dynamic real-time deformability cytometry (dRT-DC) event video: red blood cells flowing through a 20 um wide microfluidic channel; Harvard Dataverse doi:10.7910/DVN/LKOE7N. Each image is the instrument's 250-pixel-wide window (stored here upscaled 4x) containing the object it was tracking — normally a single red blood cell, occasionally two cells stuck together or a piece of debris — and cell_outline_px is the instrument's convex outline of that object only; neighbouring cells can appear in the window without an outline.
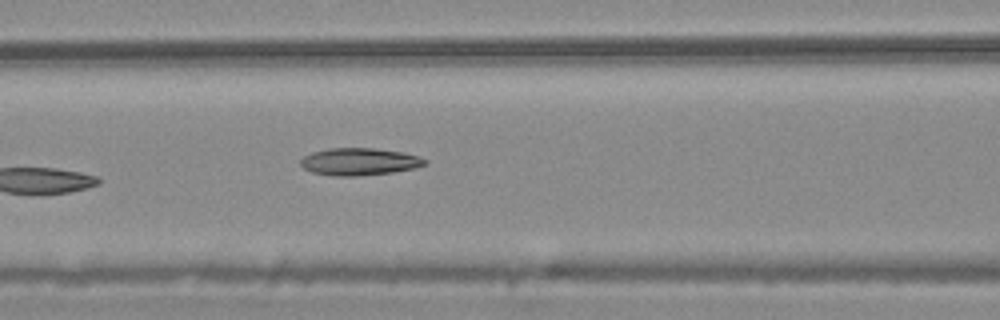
{"species": "common noctule bat (a hibernating species)", "species_latin": "Nyctalus noctula", "temperature_condition": "warm", "stored_images_in_passage": 8, "camera_frame_rate_fps": 3000, "um_per_image_px": 0.085, "animal": {"sex": "male", "body_mass_g": 20.4}, "frame": {"image": 1, "passage_image": 8, "time_ms": 2.333, "image_size_px": [1000, 320], "cell_outline_px": [[428, 164], [416, 168], [392, 172], [356, 176], [332, 176], [312, 172], [304, 168], [300, 164], [300, 160], [304, 156], [312, 152], [328, 148], [372, 148], [404, 152], [428, 160]], "centroid_in_image_um": [30.55, 13.74], "position_along_channel_um": 136.1, "area_um2": 19.83}}